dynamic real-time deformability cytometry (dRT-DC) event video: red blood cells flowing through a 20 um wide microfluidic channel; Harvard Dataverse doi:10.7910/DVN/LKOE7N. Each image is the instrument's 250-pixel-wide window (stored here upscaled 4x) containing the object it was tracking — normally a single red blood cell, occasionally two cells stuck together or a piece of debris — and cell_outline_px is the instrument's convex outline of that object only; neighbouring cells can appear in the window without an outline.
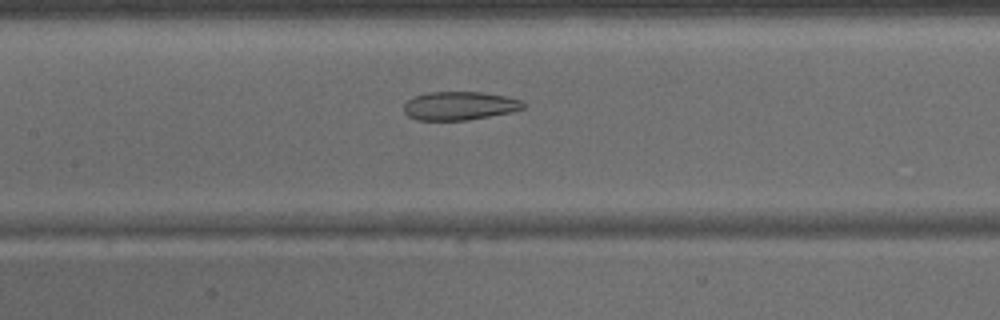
{"species": "common noctule bat (a hibernating species)", "species_latin": "Nyctalus noctula", "temperature_condition": "warm", "stored_images_in_passage": 40, "camera_frame_rate_fps": 3000, "um_per_image_px": 0.085, "animal": {"sex": "male", "body_mass_g": 15.6}, "frame": {"image": 1, "passage_image": 16, "time_ms": 5.0, "image_size_px": [1000, 320], "cell_outline_px": [[524, 108], [512, 112], [468, 120], [416, 120], [408, 116], [404, 112], [404, 104], [412, 96], [428, 92], [484, 92], [504, 96], [520, 100], [524, 104]], "centroid_in_image_um": [39.03, 8.99], "position_along_channel_um": 168.4, "area_um2": 19.88}}
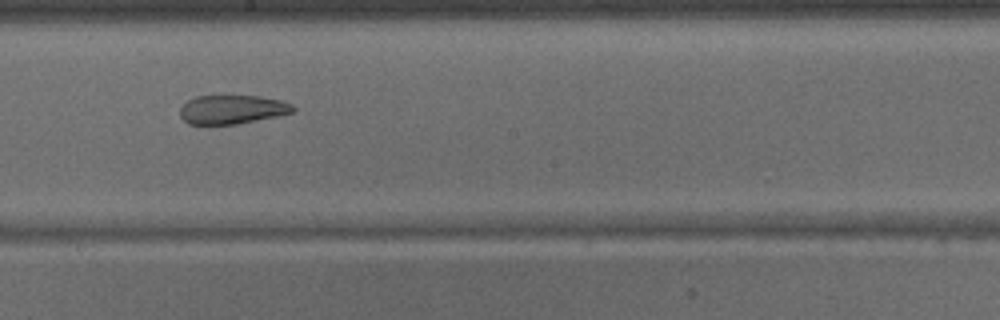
{"frame": {"image": 2, "passage_image": 20, "time_ms": 6.333, "image_size_px": [1000, 320], "cell_outline_px": [[296, 108], [292, 112], [276, 116], [236, 124], [188, 124], [180, 116], [180, 108], [188, 100], [196, 96], [256, 96], [280, 100], [292, 104]], "centroid_in_image_um": [19.71, 9.3], "position_along_channel_um": 228.5, "area_um2": 18.79}}
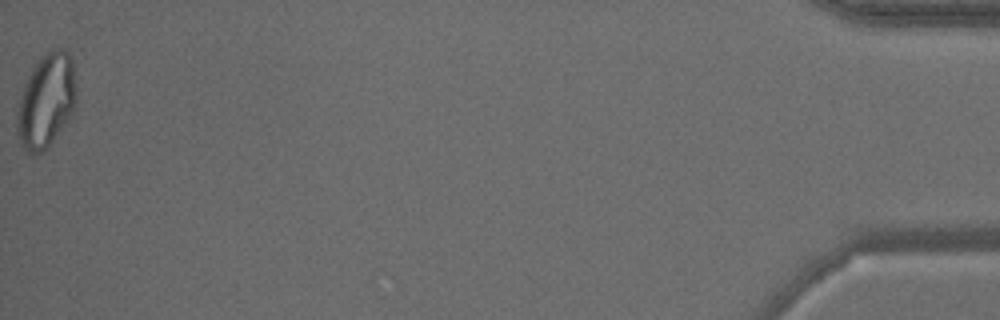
{"frame": {"image": 3, "passage_image": 40, "time_ms": 13.0, "image_size_px": [1000, 320], "cell_outline_px": [[76, 104], [72, 112], [52, 140], [40, 152], [28, 152], [20, 144], [16, 132], [16, 108], [24, 84], [36, 60], [44, 52], [52, 48], [68, 48], [72, 60], [76, 92]], "centroid_in_image_um": [3.9, 8.47], "position_along_channel_um": 431.3, "area_um2": 32.48}}